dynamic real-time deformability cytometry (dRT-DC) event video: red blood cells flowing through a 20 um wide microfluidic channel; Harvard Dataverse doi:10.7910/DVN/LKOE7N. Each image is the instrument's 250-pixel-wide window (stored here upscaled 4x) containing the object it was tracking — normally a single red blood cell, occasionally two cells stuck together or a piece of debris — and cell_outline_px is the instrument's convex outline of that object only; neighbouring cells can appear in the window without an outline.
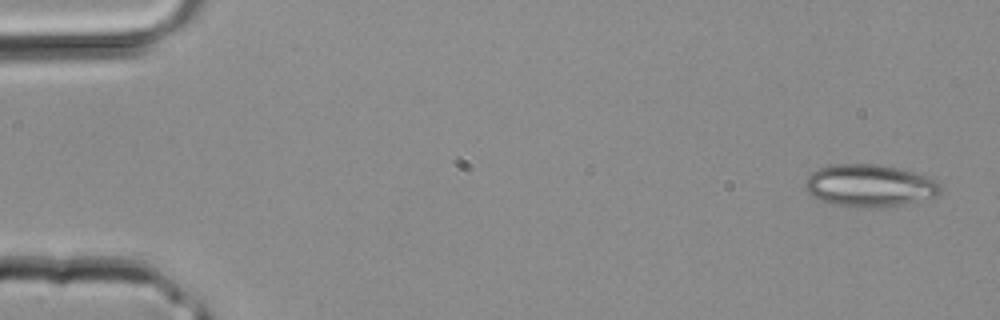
{"species": "common noctule bat (a hibernating species)", "species_latin": "Nyctalus noctula", "temperature_condition": "room temperature", "stored_images_in_passage": 4, "camera_frame_rate_fps": 3000, "um_per_image_px": 0.085, "animal": {"sex": "male", "body_mass_g": 20.4}, "frame": {"image": 1, "passage_image": 1, "time_ms": 0.0, "image_size_px": [1000, 320], "cell_outline_px": [[940, 192], [936, 196], [904, 204], [876, 208], [836, 204], [820, 200], [808, 192], [804, 188], [804, 184], [808, 176], [812, 172], [820, 168], [832, 164], [876, 164], [896, 168], [928, 176], [936, 180], [940, 184]], "centroid_in_image_um": [73.91, 15.77], "position_along_channel_um": 11.1, "area_um2": 33.0}}